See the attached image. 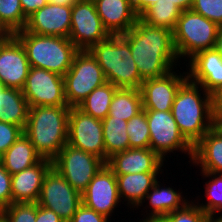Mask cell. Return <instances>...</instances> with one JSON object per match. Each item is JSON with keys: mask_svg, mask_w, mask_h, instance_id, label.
I'll list each match as a JSON object with an SVG mask.
<instances>
[{"mask_svg": "<svg viewBox=\"0 0 222 222\" xmlns=\"http://www.w3.org/2000/svg\"><path fill=\"white\" fill-rule=\"evenodd\" d=\"M72 6L47 3L27 19L25 30L44 36L69 38Z\"/></svg>", "mask_w": 222, "mask_h": 222, "instance_id": "17", "label": "cell"}, {"mask_svg": "<svg viewBox=\"0 0 222 222\" xmlns=\"http://www.w3.org/2000/svg\"><path fill=\"white\" fill-rule=\"evenodd\" d=\"M10 35L1 25H0V44Z\"/></svg>", "mask_w": 222, "mask_h": 222, "instance_id": "49", "label": "cell"}, {"mask_svg": "<svg viewBox=\"0 0 222 222\" xmlns=\"http://www.w3.org/2000/svg\"><path fill=\"white\" fill-rule=\"evenodd\" d=\"M24 15L28 18L35 11L49 3V0H20Z\"/></svg>", "mask_w": 222, "mask_h": 222, "instance_id": "41", "label": "cell"}, {"mask_svg": "<svg viewBox=\"0 0 222 222\" xmlns=\"http://www.w3.org/2000/svg\"><path fill=\"white\" fill-rule=\"evenodd\" d=\"M140 222H171L166 216L142 219Z\"/></svg>", "mask_w": 222, "mask_h": 222, "instance_id": "48", "label": "cell"}, {"mask_svg": "<svg viewBox=\"0 0 222 222\" xmlns=\"http://www.w3.org/2000/svg\"><path fill=\"white\" fill-rule=\"evenodd\" d=\"M103 70L107 82L117 88L139 89L140 78L129 43L121 35H111L88 50Z\"/></svg>", "mask_w": 222, "mask_h": 222, "instance_id": "5", "label": "cell"}, {"mask_svg": "<svg viewBox=\"0 0 222 222\" xmlns=\"http://www.w3.org/2000/svg\"><path fill=\"white\" fill-rule=\"evenodd\" d=\"M28 112L29 105L21 89L5 87L0 91V122L24 129Z\"/></svg>", "mask_w": 222, "mask_h": 222, "instance_id": "25", "label": "cell"}, {"mask_svg": "<svg viewBox=\"0 0 222 222\" xmlns=\"http://www.w3.org/2000/svg\"><path fill=\"white\" fill-rule=\"evenodd\" d=\"M120 35L129 43L143 81L163 77L177 66L179 56L169 29L150 26L139 18L128 32Z\"/></svg>", "mask_w": 222, "mask_h": 222, "instance_id": "1", "label": "cell"}, {"mask_svg": "<svg viewBox=\"0 0 222 222\" xmlns=\"http://www.w3.org/2000/svg\"><path fill=\"white\" fill-rule=\"evenodd\" d=\"M30 63L20 41L10 34L0 44V82L5 87L23 89Z\"/></svg>", "mask_w": 222, "mask_h": 222, "instance_id": "16", "label": "cell"}, {"mask_svg": "<svg viewBox=\"0 0 222 222\" xmlns=\"http://www.w3.org/2000/svg\"><path fill=\"white\" fill-rule=\"evenodd\" d=\"M22 134V127L0 122V156L4 154Z\"/></svg>", "mask_w": 222, "mask_h": 222, "instance_id": "37", "label": "cell"}, {"mask_svg": "<svg viewBox=\"0 0 222 222\" xmlns=\"http://www.w3.org/2000/svg\"><path fill=\"white\" fill-rule=\"evenodd\" d=\"M121 202L116 175L105 164L82 193V203L99 214L111 218ZM110 216V217H109Z\"/></svg>", "mask_w": 222, "mask_h": 222, "instance_id": "14", "label": "cell"}, {"mask_svg": "<svg viewBox=\"0 0 222 222\" xmlns=\"http://www.w3.org/2000/svg\"><path fill=\"white\" fill-rule=\"evenodd\" d=\"M214 48L222 57V26L218 28L217 38Z\"/></svg>", "mask_w": 222, "mask_h": 222, "instance_id": "45", "label": "cell"}, {"mask_svg": "<svg viewBox=\"0 0 222 222\" xmlns=\"http://www.w3.org/2000/svg\"><path fill=\"white\" fill-rule=\"evenodd\" d=\"M37 204L54 211L64 222H69L82 204V194L51 167L44 177Z\"/></svg>", "mask_w": 222, "mask_h": 222, "instance_id": "10", "label": "cell"}, {"mask_svg": "<svg viewBox=\"0 0 222 222\" xmlns=\"http://www.w3.org/2000/svg\"><path fill=\"white\" fill-rule=\"evenodd\" d=\"M207 179L205 183V195L207 203L196 202L197 205L204 210L209 216H216V213H222V173L200 172ZM222 216V214H221Z\"/></svg>", "mask_w": 222, "mask_h": 222, "instance_id": "32", "label": "cell"}, {"mask_svg": "<svg viewBox=\"0 0 222 222\" xmlns=\"http://www.w3.org/2000/svg\"><path fill=\"white\" fill-rule=\"evenodd\" d=\"M115 175L163 172L164 160L150 148H129L108 158L105 163Z\"/></svg>", "mask_w": 222, "mask_h": 222, "instance_id": "19", "label": "cell"}, {"mask_svg": "<svg viewBox=\"0 0 222 222\" xmlns=\"http://www.w3.org/2000/svg\"><path fill=\"white\" fill-rule=\"evenodd\" d=\"M52 160L42 158L35 165L11 175L12 203L37 202Z\"/></svg>", "mask_w": 222, "mask_h": 222, "instance_id": "20", "label": "cell"}, {"mask_svg": "<svg viewBox=\"0 0 222 222\" xmlns=\"http://www.w3.org/2000/svg\"><path fill=\"white\" fill-rule=\"evenodd\" d=\"M127 134L130 148H149L150 132L145 110L127 122Z\"/></svg>", "mask_w": 222, "mask_h": 222, "instance_id": "33", "label": "cell"}, {"mask_svg": "<svg viewBox=\"0 0 222 222\" xmlns=\"http://www.w3.org/2000/svg\"><path fill=\"white\" fill-rule=\"evenodd\" d=\"M195 202H187L181 209L169 213L166 217L171 222H206L209 215Z\"/></svg>", "mask_w": 222, "mask_h": 222, "instance_id": "35", "label": "cell"}, {"mask_svg": "<svg viewBox=\"0 0 222 222\" xmlns=\"http://www.w3.org/2000/svg\"><path fill=\"white\" fill-rule=\"evenodd\" d=\"M213 113H222V88L212 95Z\"/></svg>", "mask_w": 222, "mask_h": 222, "instance_id": "43", "label": "cell"}, {"mask_svg": "<svg viewBox=\"0 0 222 222\" xmlns=\"http://www.w3.org/2000/svg\"><path fill=\"white\" fill-rule=\"evenodd\" d=\"M22 92L29 107L68 106L63 76L43 68L30 67Z\"/></svg>", "mask_w": 222, "mask_h": 222, "instance_id": "12", "label": "cell"}, {"mask_svg": "<svg viewBox=\"0 0 222 222\" xmlns=\"http://www.w3.org/2000/svg\"><path fill=\"white\" fill-rule=\"evenodd\" d=\"M37 202L12 203L0 211L4 222H36Z\"/></svg>", "mask_w": 222, "mask_h": 222, "instance_id": "34", "label": "cell"}, {"mask_svg": "<svg viewBox=\"0 0 222 222\" xmlns=\"http://www.w3.org/2000/svg\"><path fill=\"white\" fill-rule=\"evenodd\" d=\"M127 122L110 116L102 120L106 162L112 155L130 148Z\"/></svg>", "mask_w": 222, "mask_h": 222, "instance_id": "28", "label": "cell"}, {"mask_svg": "<svg viewBox=\"0 0 222 222\" xmlns=\"http://www.w3.org/2000/svg\"><path fill=\"white\" fill-rule=\"evenodd\" d=\"M191 10L222 26V0H194Z\"/></svg>", "mask_w": 222, "mask_h": 222, "instance_id": "36", "label": "cell"}, {"mask_svg": "<svg viewBox=\"0 0 222 222\" xmlns=\"http://www.w3.org/2000/svg\"><path fill=\"white\" fill-rule=\"evenodd\" d=\"M186 74L172 70L163 77L144 80L139 88L143 110L171 111L178 89L188 79Z\"/></svg>", "mask_w": 222, "mask_h": 222, "instance_id": "15", "label": "cell"}, {"mask_svg": "<svg viewBox=\"0 0 222 222\" xmlns=\"http://www.w3.org/2000/svg\"><path fill=\"white\" fill-rule=\"evenodd\" d=\"M158 0H131L135 12L140 17L150 6Z\"/></svg>", "mask_w": 222, "mask_h": 222, "instance_id": "42", "label": "cell"}, {"mask_svg": "<svg viewBox=\"0 0 222 222\" xmlns=\"http://www.w3.org/2000/svg\"><path fill=\"white\" fill-rule=\"evenodd\" d=\"M4 88H5V85L2 82H0V91H2V89Z\"/></svg>", "mask_w": 222, "mask_h": 222, "instance_id": "52", "label": "cell"}, {"mask_svg": "<svg viewBox=\"0 0 222 222\" xmlns=\"http://www.w3.org/2000/svg\"><path fill=\"white\" fill-rule=\"evenodd\" d=\"M49 3L60 6H73L76 1L75 0H49Z\"/></svg>", "mask_w": 222, "mask_h": 222, "instance_id": "46", "label": "cell"}, {"mask_svg": "<svg viewBox=\"0 0 222 222\" xmlns=\"http://www.w3.org/2000/svg\"><path fill=\"white\" fill-rule=\"evenodd\" d=\"M143 110L139 89L118 88L113 96L108 116L129 121Z\"/></svg>", "mask_w": 222, "mask_h": 222, "instance_id": "27", "label": "cell"}, {"mask_svg": "<svg viewBox=\"0 0 222 222\" xmlns=\"http://www.w3.org/2000/svg\"><path fill=\"white\" fill-rule=\"evenodd\" d=\"M27 17L20 0H0V25L10 34L24 30Z\"/></svg>", "mask_w": 222, "mask_h": 222, "instance_id": "31", "label": "cell"}, {"mask_svg": "<svg viewBox=\"0 0 222 222\" xmlns=\"http://www.w3.org/2000/svg\"><path fill=\"white\" fill-rule=\"evenodd\" d=\"M118 88L112 83L95 88L77 107L94 118L103 120L108 116L109 108Z\"/></svg>", "mask_w": 222, "mask_h": 222, "instance_id": "30", "label": "cell"}, {"mask_svg": "<svg viewBox=\"0 0 222 222\" xmlns=\"http://www.w3.org/2000/svg\"><path fill=\"white\" fill-rule=\"evenodd\" d=\"M175 5L183 12L185 10H190L194 0H171Z\"/></svg>", "mask_w": 222, "mask_h": 222, "instance_id": "44", "label": "cell"}, {"mask_svg": "<svg viewBox=\"0 0 222 222\" xmlns=\"http://www.w3.org/2000/svg\"><path fill=\"white\" fill-rule=\"evenodd\" d=\"M206 222H222V216H209Z\"/></svg>", "mask_w": 222, "mask_h": 222, "instance_id": "50", "label": "cell"}, {"mask_svg": "<svg viewBox=\"0 0 222 222\" xmlns=\"http://www.w3.org/2000/svg\"><path fill=\"white\" fill-rule=\"evenodd\" d=\"M76 2H94L95 0H75Z\"/></svg>", "mask_w": 222, "mask_h": 222, "instance_id": "51", "label": "cell"}, {"mask_svg": "<svg viewBox=\"0 0 222 222\" xmlns=\"http://www.w3.org/2000/svg\"><path fill=\"white\" fill-rule=\"evenodd\" d=\"M110 36L103 26L94 2H76L72 6L69 39L79 50H89Z\"/></svg>", "mask_w": 222, "mask_h": 222, "instance_id": "13", "label": "cell"}, {"mask_svg": "<svg viewBox=\"0 0 222 222\" xmlns=\"http://www.w3.org/2000/svg\"><path fill=\"white\" fill-rule=\"evenodd\" d=\"M160 181L148 191L145 199L149 200L151 213H146V218L167 216L169 213L181 209L187 202L182 192L175 191L171 187L162 188Z\"/></svg>", "mask_w": 222, "mask_h": 222, "instance_id": "26", "label": "cell"}, {"mask_svg": "<svg viewBox=\"0 0 222 222\" xmlns=\"http://www.w3.org/2000/svg\"><path fill=\"white\" fill-rule=\"evenodd\" d=\"M67 144L94 154L106 163L102 120L70 107Z\"/></svg>", "mask_w": 222, "mask_h": 222, "instance_id": "11", "label": "cell"}, {"mask_svg": "<svg viewBox=\"0 0 222 222\" xmlns=\"http://www.w3.org/2000/svg\"><path fill=\"white\" fill-rule=\"evenodd\" d=\"M108 219L82 203L69 222H109Z\"/></svg>", "mask_w": 222, "mask_h": 222, "instance_id": "39", "label": "cell"}, {"mask_svg": "<svg viewBox=\"0 0 222 222\" xmlns=\"http://www.w3.org/2000/svg\"><path fill=\"white\" fill-rule=\"evenodd\" d=\"M25 49L31 67L43 68L64 76L70 69L79 49L61 36H44L25 29L13 34Z\"/></svg>", "mask_w": 222, "mask_h": 222, "instance_id": "4", "label": "cell"}, {"mask_svg": "<svg viewBox=\"0 0 222 222\" xmlns=\"http://www.w3.org/2000/svg\"><path fill=\"white\" fill-rule=\"evenodd\" d=\"M149 125V148L163 160L168 153L181 151L192 161L194 146L180 132L172 111H145Z\"/></svg>", "mask_w": 222, "mask_h": 222, "instance_id": "9", "label": "cell"}, {"mask_svg": "<svg viewBox=\"0 0 222 222\" xmlns=\"http://www.w3.org/2000/svg\"><path fill=\"white\" fill-rule=\"evenodd\" d=\"M41 159V155L24 134L0 156V162L11 175L35 165Z\"/></svg>", "mask_w": 222, "mask_h": 222, "instance_id": "24", "label": "cell"}, {"mask_svg": "<svg viewBox=\"0 0 222 222\" xmlns=\"http://www.w3.org/2000/svg\"><path fill=\"white\" fill-rule=\"evenodd\" d=\"M104 165L105 162L101 158L69 144L52 160V167L81 194Z\"/></svg>", "mask_w": 222, "mask_h": 222, "instance_id": "8", "label": "cell"}, {"mask_svg": "<svg viewBox=\"0 0 222 222\" xmlns=\"http://www.w3.org/2000/svg\"><path fill=\"white\" fill-rule=\"evenodd\" d=\"M188 79L213 95L222 88V57L215 48L202 50L189 59Z\"/></svg>", "mask_w": 222, "mask_h": 222, "instance_id": "18", "label": "cell"}, {"mask_svg": "<svg viewBox=\"0 0 222 222\" xmlns=\"http://www.w3.org/2000/svg\"><path fill=\"white\" fill-rule=\"evenodd\" d=\"M218 28L213 21L191 9L183 11L173 31L179 59H189L199 51L214 48Z\"/></svg>", "mask_w": 222, "mask_h": 222, "instance_id": "6", "label": "cell"}, {"mask_svg": "<svg viewBox=\"0 0 222 222\" xmlns=\"http://www.w3.org/2000/svg\"><path fill=\"white\" fill-rule=\"evenodd\" d=\"M36 222H64L54 211L37 204Z\"/></svg>", "mask_w": 222, "mask_h": 222, "instance_id": "40", "label": "cell"}, {"mask_svg": "<svg viewBox=\"0 0 222 222\" xmlns=\"http://www.w3.org/2000/svg\"><path fill=\"white\" fill-rule=\"evenodd\" d=\"M69 106L29 107L23 134L42 158L53 160L67 144Z\"/></svg>", "mask_w": 222, "mask_h": 222, "instance_id": "2", "label": "cell"}, {"mask_svg": "<svg viewBox=\"0 0 222 222\" xmlns=\"http://www.w3.org/2000/svg\"><path fill=\"white\" fill-rule=\"evenodd\" d=\"M12 204L11 174L0 162V211Z\"/></svg>", "mask_w": 222, "mask_h": 222, "instance_id": "38", "label": "cell"}, {"mask_svg": "<svg viewBox=\"0 0 222 222\" xmlns=\"http://www.w3.org/2000/svg\"><path fill=\"white\" fill-rule=\"evenodd\" d=\"M192 163L201 172L222 173V132L215 126L194 145Z\"/></svg>", "mask_w": 222, "mask_h": 222, "instance_id": "22", "label": "cell"}, {"mask_svg": "<svg viewBox=\"0 0 222 222\" xmlns=\"http://www.w3.org/2000/svg\"><path fill=\"white\" fill-rule=\"evenodd\" d=\"M161 172H143L126 175H116L121 201H127V206L138 208L145 202L148 191L154 186Z\"/></svg>", "mask_w": 222, "mask_h": 222, "instance_id": "23", "label": "cell"}, {"mask_svg": "<svg viewBox=\"0 0 222 222\" xmlns=\"http://www.w3.org/2000/svg\"><path fill=\"white\" fill-rule=\"evenodd\" d=\"M63 79L69 107H77L95 88L107 82L102 68L88 50H79Z\"/></svg>", "mask_w": 222, "mask_h": 222, "instance_id": "7", "label": "cell"}, {"mask_svg": "<svg viewBox=\"0 0 222 222\" xmlns=\"http://www.w3.org/2000/svg\"><path fill=\"white\" fill-rule=\"evenodd\" d=\"M96 11L111 35L128 32L139 19L131 0H95Z\"/></svg>", "mask_w": 222, "mask_h": 222, "instance_id": "21", "label": "cell"}, {"mask_svg": "<svg viewBox=\"0 0 222 222\" xmlns=\"http://www.w3.org/2000/svg\"><path fill=\"white\" fill-rule=\"evenodd\" d=\"M214 126L222 132V113H213Z\"/></svg>", "mask_w": 222, "mask_h": 222, "instance_id": "47", "label": "cell"}, {"mask_svg": "<svg viewBox=\"0 0 222 222\" xmlns=\"http://www.w3.org/2000/svg\"><path fill=\"white\" fill-rule=\"evenodd\" d=\"M171 111L180 132L193 146L214 126L212 95L189 79L178 89Z\"/></svg>", "mask_w": 222, "mask_h": 222, "instance_id": "3", "label": "cell"}, {"mask_svg": "<svg viewBox=\"0 0 222 222\" xmlns=\"http://www.w3.org/2000/svg\"><path fill=\"white\" fill-rule=\"evenodd\" d=\"M182 11L171 0H158L139 18L146 24L174 31Z\"/></svg>", "mask_w": 222, "mask_h": 222, "instance_id": "29", "label": "cell"}]
</instances>
